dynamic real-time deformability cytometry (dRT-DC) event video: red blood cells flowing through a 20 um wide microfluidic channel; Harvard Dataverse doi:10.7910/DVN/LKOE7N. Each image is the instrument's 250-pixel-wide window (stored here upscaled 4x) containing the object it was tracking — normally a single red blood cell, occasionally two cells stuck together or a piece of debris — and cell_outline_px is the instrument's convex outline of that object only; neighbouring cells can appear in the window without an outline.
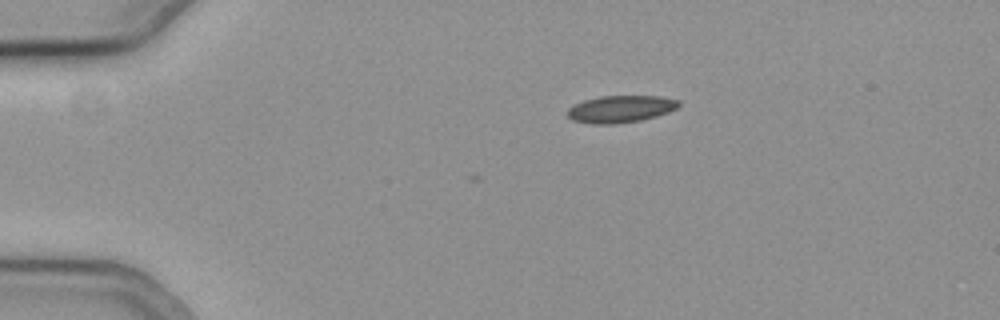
{"species": "common noctule bat (a hibernating species)", "species_latin": "Nyctalus noctula", "temperature_condition": "cold", "stored_images_in_passage": 2, "camera_frame_rate_fps": 3000, "um_per_image_px": 0.085, "animal": {"sex": "female", "body_mass_g": 19.3, "forearm_length_mm": 54.1}, "frame": {"image": 1, "passage_image": 2, "time_ms": 0.333, "image_size_px": [1000, 320], "cell_outline_px": [[680, 104], [676, 108], [668, 112], [656, 116], [640, 120], [612, 124], [592, 124], [572, 120], [568, 116], [568, 108], [584, 100], [600, 96], [660, 96], [680, 100]], "centroid_in_image_um": [52.76, 9.26], "position_along_channel_um": 32.2, "area_um2": 17.46}}